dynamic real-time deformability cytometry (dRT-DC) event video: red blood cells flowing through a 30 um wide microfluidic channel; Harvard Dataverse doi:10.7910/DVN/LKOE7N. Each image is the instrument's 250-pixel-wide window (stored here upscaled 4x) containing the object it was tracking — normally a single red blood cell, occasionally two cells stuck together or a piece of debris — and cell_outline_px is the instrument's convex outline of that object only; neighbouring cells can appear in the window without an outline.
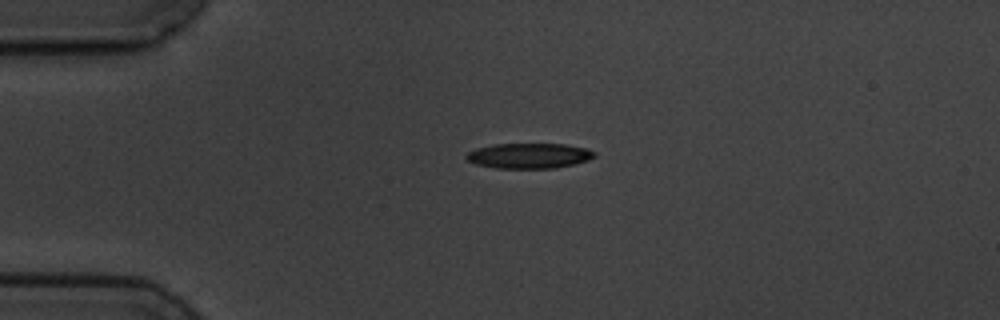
{"species": "common noctule bat (a hibernating species)", "species_latin": "Nyctalus noctula", "temperature_condition": "cold", "stored_images_in_passage": 2, "camera_frame_rate_fps": 3000, "um_per_image_px": 0.085, "animal": {"sex": "male", "body_mass_g": 19.5, "forearm_length_mm": 54.6}, "frame": {"image": 1, "passage_image": 1, "time_ms": 0.0, "image_size_px": [1000, 320], "cell_outline_px": [[596, 156], [588, 160], [576, 164], [556, 168], [496, 168], [476, 164], [468, 160], [464, 156], [468, 152], [476, 148], [496, 144], [564, 144], [584, 148], [596, 152]], "centroid_in_image_um": [44.98, 13.24], "position_along_channel_um": 40.0, "area_um2": 18.84}}